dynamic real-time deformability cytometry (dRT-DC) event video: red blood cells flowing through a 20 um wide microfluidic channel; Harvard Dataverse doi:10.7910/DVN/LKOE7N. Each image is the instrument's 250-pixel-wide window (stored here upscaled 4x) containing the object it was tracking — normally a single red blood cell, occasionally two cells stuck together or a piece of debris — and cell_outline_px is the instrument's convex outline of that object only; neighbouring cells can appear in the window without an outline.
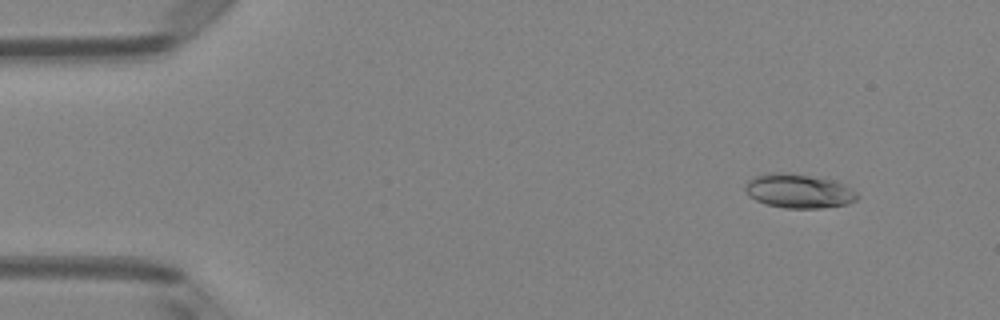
{"species": "Egyptian fruit bat (a non-hibernating species)", "species_latin": "Rousettus aegyptiacus", "temperature_condition": "room temperature", "stored_images_in_passage": 4, "camera_frame_rate_fps": 3000, "um_per_image_px": 0.085, "animal": {"sex": "female"}, "frame": {"image": 1, "passage_image": 1, "time_ms": 0.0, "image_size_px": [1000, 320], "cell_outline_px": [[860, 196], [856, 200], [848, 204], [820, 208], [784, 208], [768, 204], [756, 200], [748, 196], [744, 188], [748, 180], [756, 176], [768, 172], [788, 172], [832, 180], [844, 184], [852, 188]], "centroid_in_image_um": [67.89, 16.23], "position_along_channel_um": 17.1, "area_um2": 22.37}}